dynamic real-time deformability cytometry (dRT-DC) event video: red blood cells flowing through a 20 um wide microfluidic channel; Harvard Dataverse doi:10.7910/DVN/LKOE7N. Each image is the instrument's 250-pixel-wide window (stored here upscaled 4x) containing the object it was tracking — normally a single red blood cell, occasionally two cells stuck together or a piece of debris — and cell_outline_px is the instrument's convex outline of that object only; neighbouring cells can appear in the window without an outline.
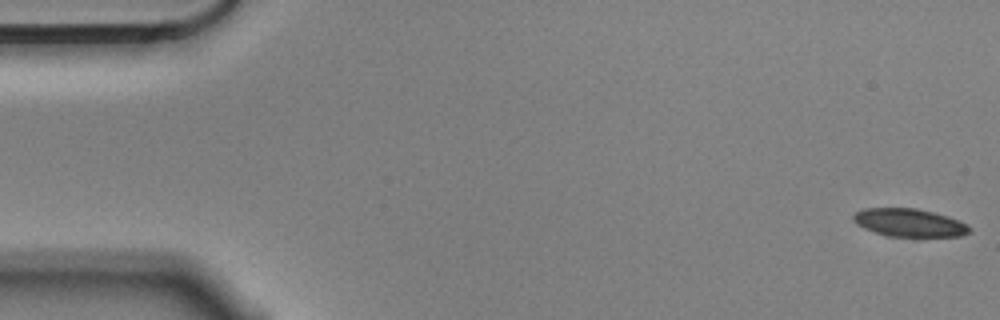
{"species": "Egyptian fruit bat (a non-hibernating species)", "species_latin": "Rousettus aegyptiacus", "temperature_condition": "cold", "stored_images_in_passage": 3, "camera_frame_rate_fps": 3000, "um_per_image_px": 0.085, "animal": {"sex": "male"}, "frame": {"image": 1, "passage_image": 1, "time_ms": 0.0, "image_size_px": [1000, 320], "cell_outline_px": [[972, 232], [960, 236], [888, 236], [864, 228], [856, 224], [852, 220], [852, 216], [856, 212], [864, 208], [916, 208], [948, 216], [960, 220], [968, 224], [972, 228]], "centroid_in_image_um": [77.32, 18.92], "position_along_channel_um": 7.7, "area_um2": 19.02}}